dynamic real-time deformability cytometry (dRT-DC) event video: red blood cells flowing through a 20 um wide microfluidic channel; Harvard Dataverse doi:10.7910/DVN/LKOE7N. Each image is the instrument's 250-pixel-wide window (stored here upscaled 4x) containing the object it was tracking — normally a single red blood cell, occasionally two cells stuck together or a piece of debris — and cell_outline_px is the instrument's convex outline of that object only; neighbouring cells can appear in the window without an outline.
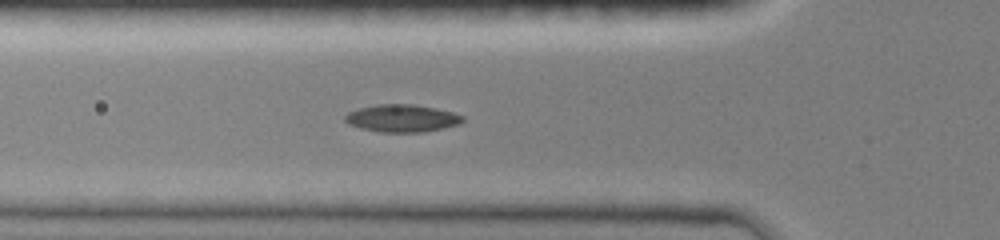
{"species": "common noctule bat (a hibernating species)", "species_latin": "Nyctalus noctula", "temperature_condition": "room temperature", "stored_images_in_passage": 34, "camera_frame_rate_fps": 3000, "um_per_image_px": 0.085, "animal": {"sex": "female", "body_mass_g": 19.0, "forearm_length_mm": 51.5}, "frame": {"image": 1, "passage_image": 2, "time_ms": 0.333, "image_size_px": [1000, 240], "cell_outline_px": [[464, 120], [460, 124], [424, 132], [380, 132], [360, 128], [348, 124], [344, 120], [344, 116], [348, 112], [356, 108], [376, 104], [412, 104], [436, 108], [452, 112], [464, 116]], "centroid_in_image_um": [34.14, 10.05], "position_along_channel_um": 91.7, "area_um2": 19.02}}
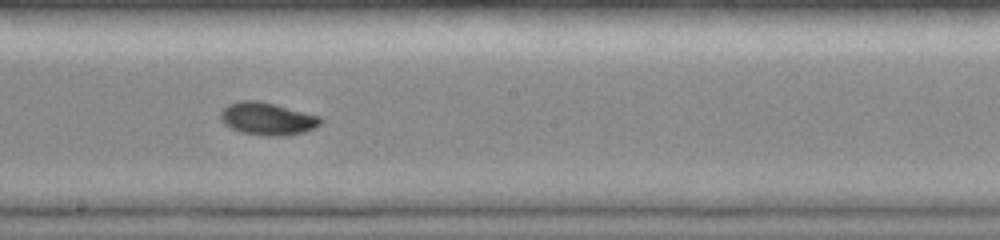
{"frame": {"image": 2, "passage_image": 12, "time_ms": 3.667, "image_size_px": [1000, 240], "cell_outline_px": [[324, 120], [316, 128], [304, 132], [284, 136], [264, 136], [240, 132], [224, 124], [220, 120], [220, 112], [228, 104], [240, 100], [260, 100], [276, 104], [320, 116]], "centroid_in_image_um": [22.74, 10.09], "position_along_channel_um": 225.5, "area_um2": 19.31}}
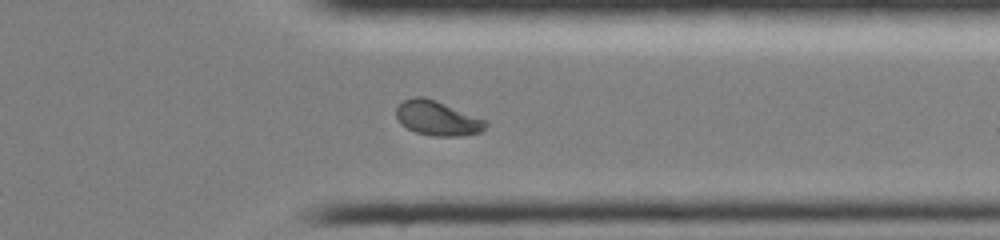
{"frame": {"image": 3, "passage_image": 23, "time_ms": 7.333, "image_size_px": [1000, 240], "cell_outline_px": [[488, 124], [480, 132], [460, 136], [436, 136], [416, 132], [400, 124], [396, 116], [396, 108], [404, 100], [412, 96], [424, 96], [436, 100], [488, 120]], "centroid_in_image_um": [37.18, 10.03], "position_along_channel_um": 374.2, "area_um2": 18.15}}